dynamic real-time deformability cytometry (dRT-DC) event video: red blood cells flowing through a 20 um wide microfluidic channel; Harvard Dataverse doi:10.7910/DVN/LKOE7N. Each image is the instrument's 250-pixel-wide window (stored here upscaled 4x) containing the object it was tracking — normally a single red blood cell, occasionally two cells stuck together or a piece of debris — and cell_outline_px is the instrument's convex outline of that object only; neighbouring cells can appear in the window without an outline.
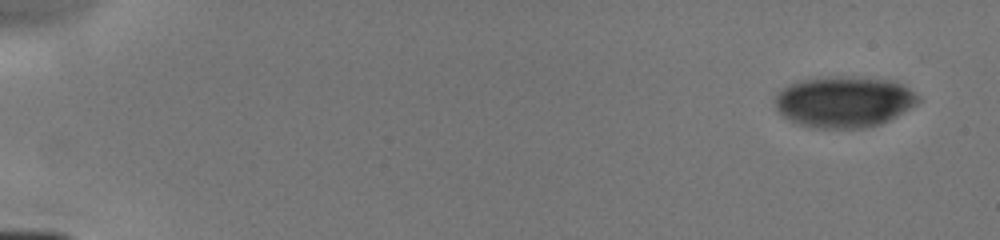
{"species": "human", "species_latin": "Homo sapiens", "temperature_condition": "cold", "stored_images_in_passage": 6, "camera_frame_rate_fps": 3000, "um_per_image_px": 0.085, "donor": {"sex": "male"}, "frame": {"image": 1, "passage_image": 1, "time_ms": 0.0, "image_size_px": [1000, 240], "cell_outline_px": [[920, 100], [916, 104], [896, 116], [880, 124], [864, 128], [812, 128], [796, 124], [784, 116], [776, 108], [776, 96], [784, 88], [800, 80], [828, 76], [852, 76], [896, 80], [904, 84], [920, 96]], "centroid_in_image_um": [71.79, 8.64], "position_along_channel_um": 13.2, "area_um2": 42.89}}
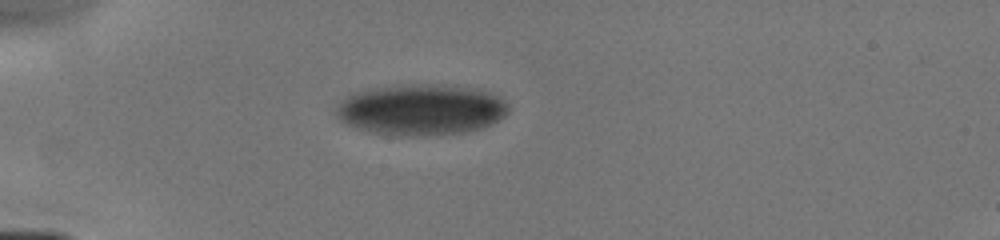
{"frame": {"image": 2, "passage_image": 6, "time_ms": 4.0, "image_size_px": [1000, 240], "cell_outline_px": [[508, 112], [500, 120], [480, 128], [464, 132], [412, 136], [396, 136], [372, 132], [356, 128], [340, 120], [336, 116], [332, 108], [352, 92], [368, 88], [408, 84], [440, 84], [476, 88], [492, 92], [500, 96], [508, 104]], "centroid_in_image_um": [35.76, 9.3], "position_along_channel_um": 49.2, "area_um2": 51.85}}